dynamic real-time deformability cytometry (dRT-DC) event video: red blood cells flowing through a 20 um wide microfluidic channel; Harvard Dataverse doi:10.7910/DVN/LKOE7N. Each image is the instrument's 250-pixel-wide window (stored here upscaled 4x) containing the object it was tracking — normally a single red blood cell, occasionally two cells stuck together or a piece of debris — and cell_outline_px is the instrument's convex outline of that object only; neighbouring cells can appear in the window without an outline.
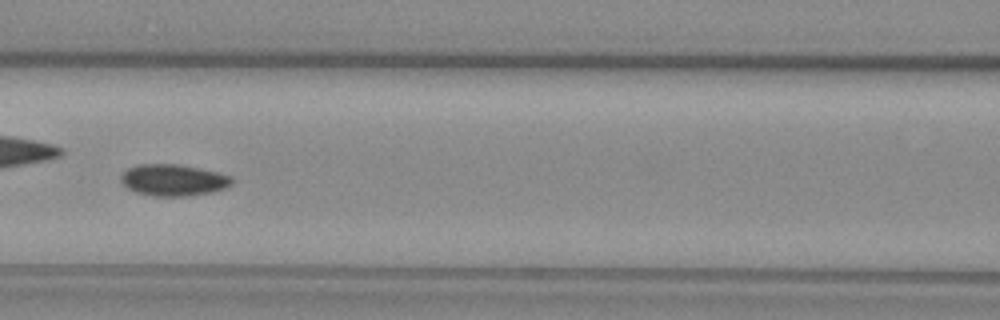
{"species": "common noctule bat (a hibernating species)", "species_latin": "Nyctalus noctula", "temperature_condition": "warm", "stored_images_in_passage": 52, "camera_frame_rate_fps": 3000, "um_per_image_px": 0.085, "animal": {"sex": "female", "body_mass_g": 29.2, "forearm_length_mm": 56.3}, "frame": {"image": 1, "passage_image": 23, "time_ms": 7.333, "image_size_px": [1000, 320], "cell_outline_px": [[236, 180], [232, 184], [224, 188], [212, 192], [188, 196], [152, 196], [136, 192], [128, 188], [120, 180], [120, 176], [128, 168], [136, 164], [180, 164], [200, 168], [232, 176]], "centroid_in_image_um": [14.75, 15.3], "position_along_channel_um": 151.8, "area_um2": 20.58}}
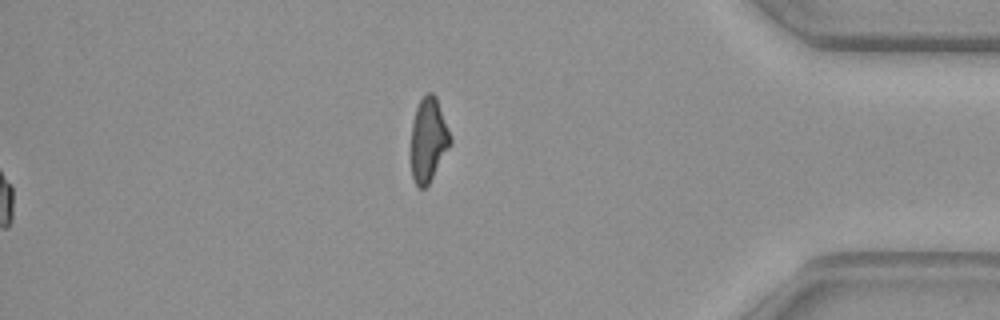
{"frame": {"image": 2, "passage_image": 52, "time_ms": 17.0, "image_size_px": [1000, 320], "cell_outline_px": [[452, 144], [428, 184], [424, 188], [420, 188], [416, 184], [412, 176], [412, 124], [416, 108], [420, 100], [428, 92], [432, 92], [436, 96], [452, 140]], "centroid_in_image_um": [36.43, 11.88], "position_along_channel_um": 398.8, "area_um2": 18.9}, "authors_computed_cell_mechanics": {"area_um2": 19.3919, "velocity_mm_per_s": 4.0757, "shape_relaxation_time_tau1_ms": 9.271, "shape_relaxation_time_tau2_ms": 4.9285, "deformation_change_tau1": 0.1093, "deformation_change_tau2": 0.0754}}